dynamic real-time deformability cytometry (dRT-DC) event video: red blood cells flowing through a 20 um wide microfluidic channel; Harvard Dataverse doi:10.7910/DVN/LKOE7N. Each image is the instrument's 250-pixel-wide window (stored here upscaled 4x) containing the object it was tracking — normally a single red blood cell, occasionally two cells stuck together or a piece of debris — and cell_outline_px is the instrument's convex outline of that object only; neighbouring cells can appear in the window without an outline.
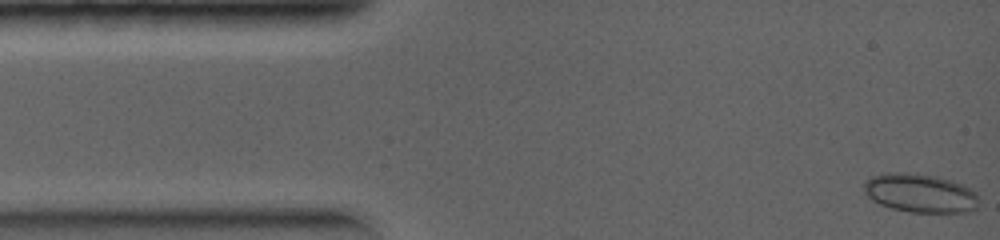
{"species": "common noctule bat (a hibernating species)", "species_latin": "Nyctalus noctula", "temperature_condition": "warm", "stored_images_in_passage": 15, "camera_frame_rate_fps": 5000, "um_per_image_px": 0.085, "animal": {"sex": "female", "body_mass_g": 19.0, "forearm_length_mm": 56.7}, "frame": {"image": 1, "passage_image": 1, "time_ms": 0.0, "image_size_px": [1000, 240], "cell_outline_px": [[976, 208], [972, 212], [908, 212], [892, 208], [880, 204], [872, 200], [864, 192], [864, 180], [872, 176], [888, 172], [916, 172], [936, 176], [952, 180], [976, 192]], "centroid_in_image_um": [78.17, 16.4], "position_along_channel_um": 6.8, "area_um2": 26.07}}
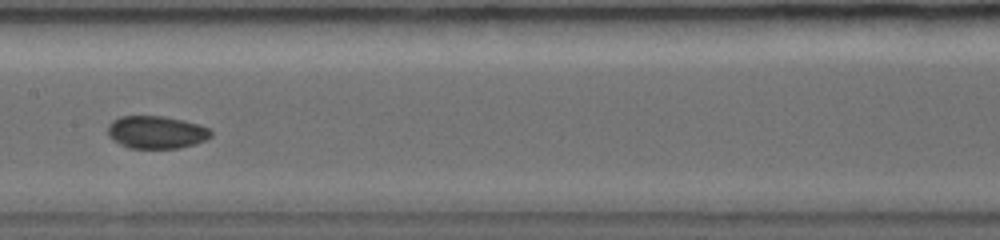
{"frame": {"image": 2, "passage_image": 8, "time_ms": 4.4, "image_size_px": [1000, 240], "cell_outline_px": [[212, 136], [204, 140], [180, 148], [128, 148], [112, 140], [108, 136], [108, 124], [112, 120], [120, 116], [164, 116], [184, 120], [200, 124], [208, 128], [212, 132]], "centroid_in_image_um": [13.26, 11.23], "position_along_channel_um": 194.1, "area_um2": 19.77}}
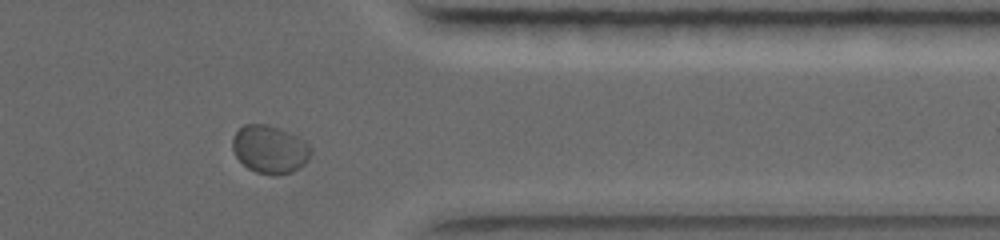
{"frame": {"image": 3, "passage_image": 13, "time_ms": 7.6, "image_size_px": [1000, 240], "cell_outline_px": [[312, 152], [308, 160], [300, 168], [292, 172], [276, 176], [256, 172], [248, 168], [236, 156], [232, 148], [232, 140], [236, 132], [244, 124], [268, 124], [280, 128], [304, 140], [312, 148]], "centroid_in_image_um": [22.95, 12.7], "position_along_channel_um": 388.4, "area_um2": 22.02}}